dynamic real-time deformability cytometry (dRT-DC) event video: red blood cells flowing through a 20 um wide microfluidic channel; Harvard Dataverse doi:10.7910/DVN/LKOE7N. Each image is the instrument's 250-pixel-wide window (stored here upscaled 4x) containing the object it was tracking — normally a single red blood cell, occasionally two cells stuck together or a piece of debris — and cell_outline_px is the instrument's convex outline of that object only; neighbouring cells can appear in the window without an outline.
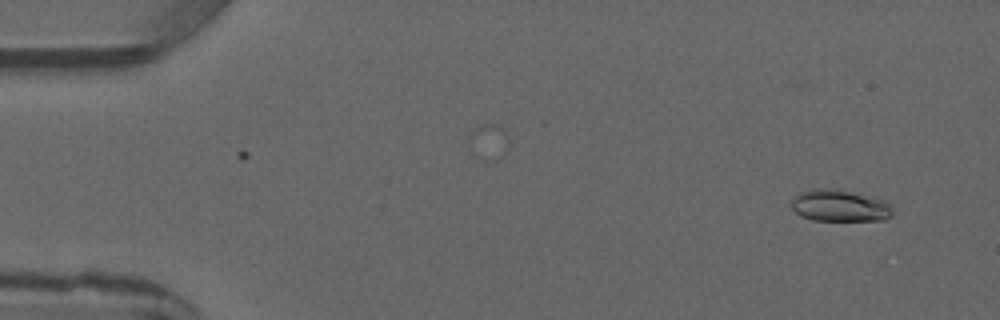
{"species": "common noctule bat (a hibernating species)", "species_latin": "Nyctalus noctula", "temperature_condition": "warm", "stored_images_in_passage": 3, "camera_frame_rate_fps": 3000, "um_per_image_px": 0.085, "animal": {"sex": "male", "forearm_length_mm": 52.5}, "frame": {"image": 1, "passage_image": 1, "time_ms": 0.0, "image_size_px": [1000, 320], "cell_outline_px": [[892, 216], [884, 220], [812, 220], [800, 216], [792, 208], [792, 196], [800, 192], [812, 188], [824, 188], [848, 192], [884, 200], [892, 208]], "centroid_in_image_um": [71.33, 17.5], "position_along_channel_um": 13.7, "area_um2": 18.5}}
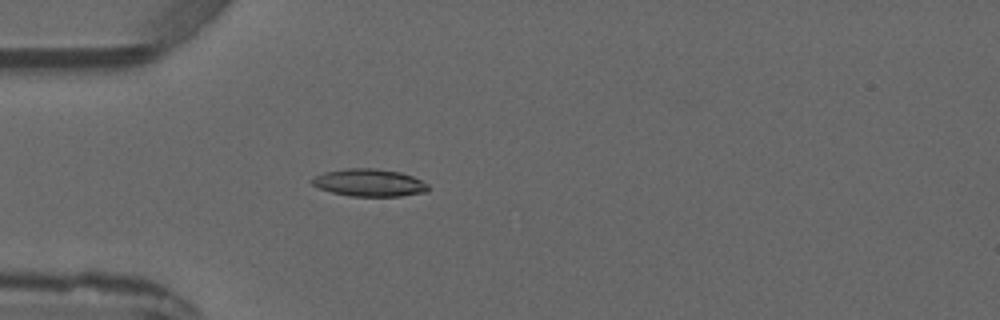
{"frame": {"image": 2, "passage_image": 3, "time_ms": 3.333, "image_size_px": [1000, 320], "cell_outline_px": [[428, 192], [400, 196], [352, 196], [332, 192], [320, 188], [312, 184], [308, 180], [312, 176], [324, 172], [348, 168], [376, 168], [400, 172], [412, 176], [428, 184]], "centroid_in_image_um": [31.36, 15.52], "position_along_channel_um": 53.6, "area_um2": 18.67}}